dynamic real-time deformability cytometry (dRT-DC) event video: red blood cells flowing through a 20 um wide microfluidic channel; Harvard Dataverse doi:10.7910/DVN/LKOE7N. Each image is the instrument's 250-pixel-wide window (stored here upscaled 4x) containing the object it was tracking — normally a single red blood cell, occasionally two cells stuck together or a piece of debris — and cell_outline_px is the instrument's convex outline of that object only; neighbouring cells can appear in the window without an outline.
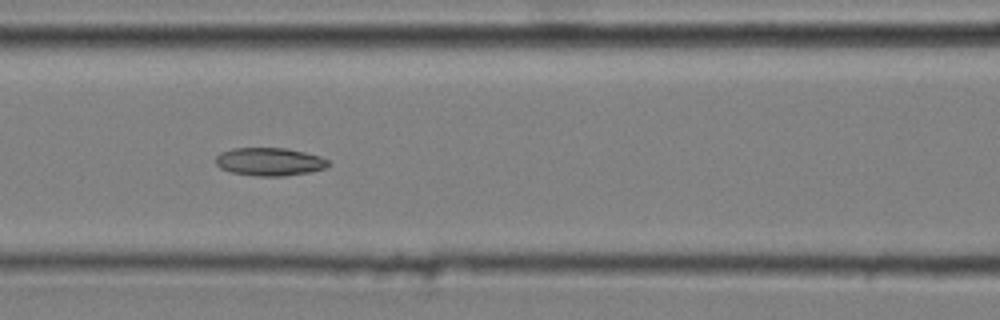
{"species": "common noctule bat (a hibernating species)", "species_latin": "Nyctalus noctula", "temperature_condition": "cold", "stored_images_in_passage": 6, "camera_frame_rate_fps": 3000, "um_per_image_px": 0.085, "animal": {"sex": "male", "body_mass_g": 20.4}, "frame": {"image": 1, "passage_image": 6, "time_ms": 1.667, "image_size_px": [1000, 320], "cell_outline_px": [[332, 164], [324, 168], [308, 172], [284, 176], [256, 176], [232, 172], [220, 168], [216, 164], [216, 156], [220, 152], [232, 148], [288, 148], [320, 156], [328, 160]], "centroid_in_image_um": [22.91, 13.74], "position_along_channel_um": 143.7, "area_um2": 18.44}}